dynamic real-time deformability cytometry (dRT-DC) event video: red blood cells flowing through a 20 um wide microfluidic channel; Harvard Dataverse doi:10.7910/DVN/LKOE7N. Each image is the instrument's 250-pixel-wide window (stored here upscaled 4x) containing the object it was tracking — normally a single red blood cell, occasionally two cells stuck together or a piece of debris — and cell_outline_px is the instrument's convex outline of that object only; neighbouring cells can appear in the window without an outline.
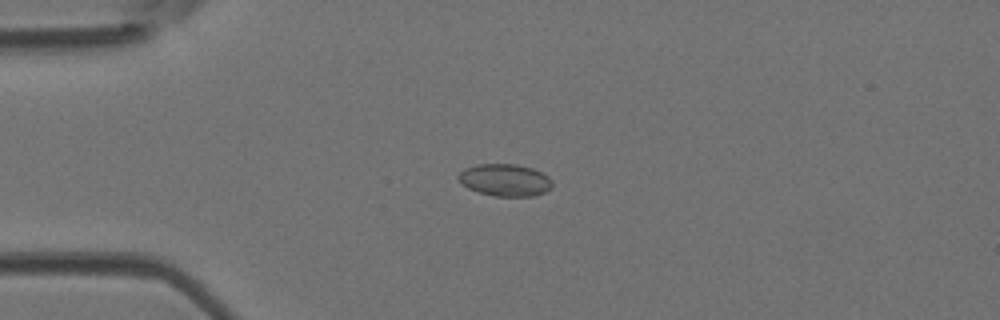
{"species": "Egyptian fruit bat (a non-hibernating species)", "species_latin": "Rousettus aegyptiacus", "temperature_condition": "room temperature", "stored_images_in_passage": 41, "camera_frame_rate_fps": 3000, "um_per_image_px": 0.085, "animal": {"sex": "female"}, "frame": {"image": 1, "passage_image": 5, "time_ms": 1.333, "image_size_px": [1000, 320], "cell_outline_px": [[552, 188], [544, 192], [532, 196], [496, 196], [480, 192], [468, 188], [456, 176], [464, 168], [480, 164], [516, 164], [532, 168], [548, 176], [552, 180]], "centroid_in_image_um": [42.94, 15.3], "position_along_channel_um": 42.1, "area_um2": 17.46}}
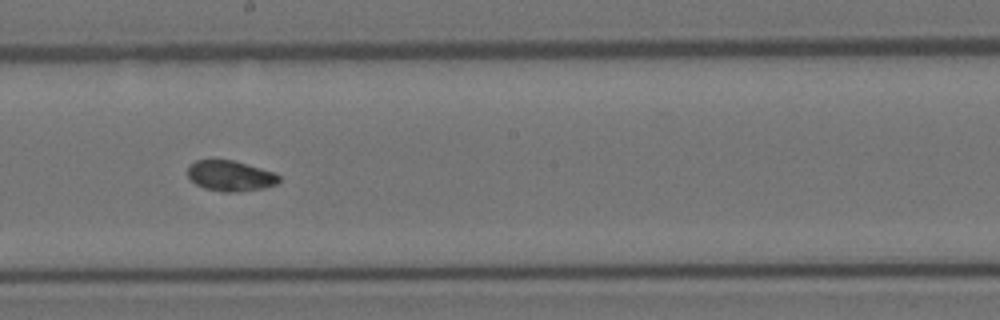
{"frame": {"image": 2, "passage_image": 20, "time_ms": 6.333, "image_size_px": [1000, 320], "cell_outline_px": [[280, 180], [276, 184], [264, 188], [236, 192], [220, 192], [204, 188], [196, 184], [188, 176], [188, 164], [196, 160], [232, 160], [272, 172], [280, 176]], "centroid_in_image_um": [19.55, 14.96], "position_along_channel_um": 228.7, "area_um2": 16.13}}
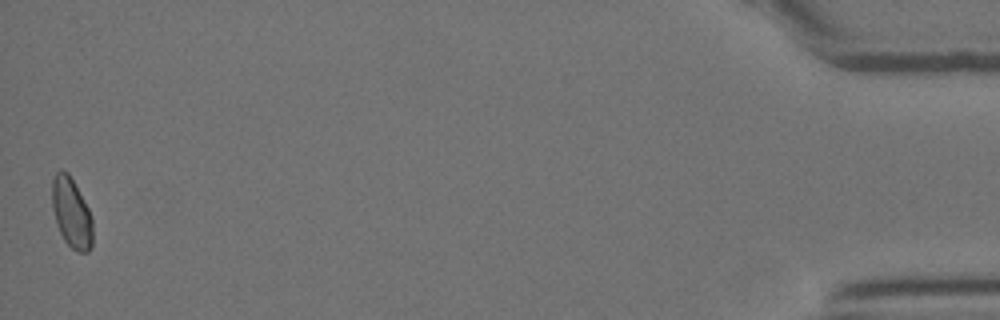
{"frame": {"image": 3, "passage_image": 41, "time_ms": 13.333, "image_size_px": [1000, 320], "cell_outline_px": [[92, 244], [88, 252], [76, 252], [64, 240], [56, 224], [52, 208], [52, 180], [56, 172], [60, 168], [68, 172], [88, 208], [92, 220]], "centroid_in_image_um": [6.06, 18.09], "position_along_channel_um": 429.1, "area_um2": 16.53}, "authors_computed_cell_mechanics": {"area_um2": 16.5886, "velocity_mm_per_s": 4.2223, "shape_relaxation_time_tau1_ms": null, "shape_relaxation_time_tau2_ms": 2.621, "deformation_change_tau1": null, "deformation_change_tau2": 0.0609}}